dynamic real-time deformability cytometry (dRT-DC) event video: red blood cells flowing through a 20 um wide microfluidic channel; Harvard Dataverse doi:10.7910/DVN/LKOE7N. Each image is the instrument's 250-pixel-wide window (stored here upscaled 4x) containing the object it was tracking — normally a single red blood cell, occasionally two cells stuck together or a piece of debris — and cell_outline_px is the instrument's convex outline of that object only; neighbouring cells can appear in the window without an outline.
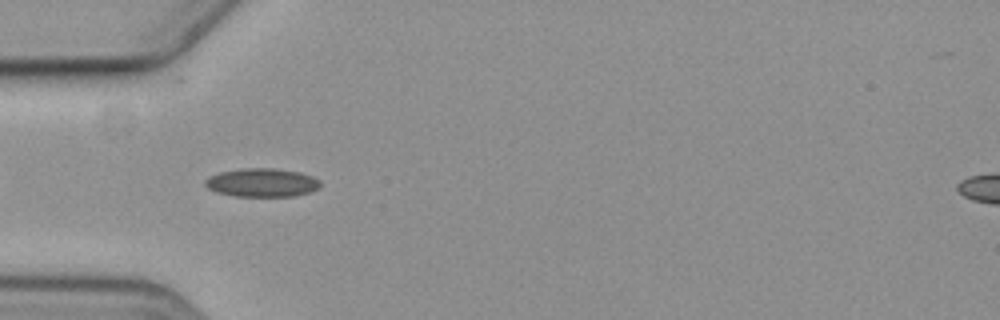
{"species": "common noctule bat (a hibernating species)", "species_latin": "Nyctalus noctula", "temperature_condition": "cold", "stored_images_in_passage": 32, "camera_frame_rate_fps": 3000, "um_per_image_px": 0.085, "animal": {"sex": "female", "body_mass_g": 19.3, "forearm_length_mm": 54.1}, "frame": {"image": 1, "passage_image": 4, "time_ms": 1.0, "image_size_px": [1000, 320], "cell_outline_px": [[320, 188], [296, 196], [232, 196], [216, 192], [208, 188], [204, 184], [204, 180], [208, 176], [220, 172], [240, 168], [276, 168], [300, 172], [312, 176], [320, 180]], "centroid_in_image_um": [22.25, 15.51], "position_along_channel_um": 62.8, "area_um2": 19.36}}
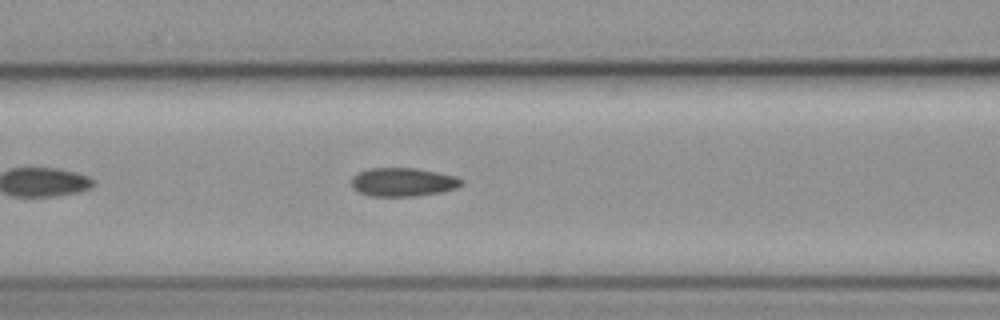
{"frame": {"image": 2, "passage_image": 10, "time_ms": 3.0, "image_size_px": [1000, 320], "cell_outline_px": [[464, 184], [456, 188], [444, 192], [416, 196], [372, 196], [360, 192], [352, 188], [352, 176], [360, 172], [372, 168], [416, 168], [456, 176], [464, 180]], "centroid_in_image_um": [34.3, 15.48], "position_along_channel_um": 132.3, "area_um2": 18.38}}
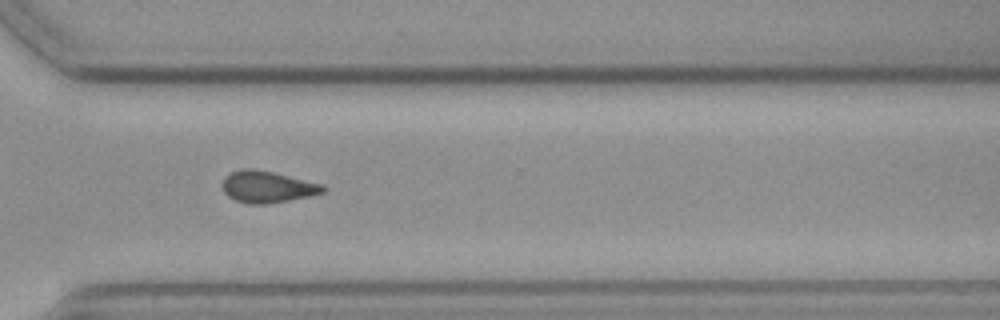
{"frame": {"image": 3, "passage_image": 28, "time_ms": 9.0, "image_size_px": [1000, 320], "cell_outline_px": [[328, 188], [324, 192], [312, 196], [268, 204], [248, 204], [236, 200], [228, 196], [224, 192], [224, 176], [232, 172], [244, 168], [252, 168], [272, 172], [324, 184]], "centroid_in_image_um": [22.78, 15.89], "position_along_channel_um": 347.8, "area_um2": 18.61}, "authors_computed_cell_mechanics": {"area_um2": 18.6694, "velocity_mm_per_s": 3.5936, "shape_relaxation_time_tau1_ms": null, "shape_relaxation_time_tau2_ms": 6.5912, "deformation_change_tau1": null, "deformation_change_tau2": 0.1099}}